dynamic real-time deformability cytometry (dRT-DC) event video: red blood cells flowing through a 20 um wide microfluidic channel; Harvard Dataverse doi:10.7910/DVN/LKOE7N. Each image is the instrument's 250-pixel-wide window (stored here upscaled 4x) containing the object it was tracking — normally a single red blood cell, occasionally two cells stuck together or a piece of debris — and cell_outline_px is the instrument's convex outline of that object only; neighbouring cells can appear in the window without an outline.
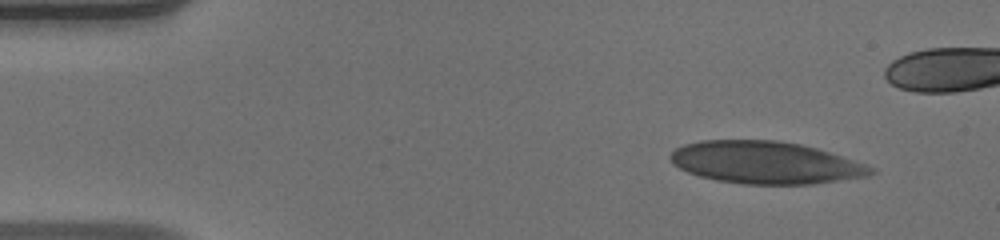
{"species": "human", "species_latin": "Homo sapiens", "temperature_condition": "warm", "stored_images_in_passage": 41, "camera_frame_rate_fps": 3000, "um_per_image_px": 0.085, "donor": {"sex": "male"}, "frame": {"image": 1, "passage_image": 1, "time_ms": 0.0, "image_size_px": [1000, 240], "cell_outline_px": [[876, 172], [868, 176], [812, 184], [744, 184], [716, 180], [700, 176], [688, 172], [672, 164], [668, 156], [676, 148], [684, 144], [700, 140], [776, 140], [800, 144], [816, 148], [876, 168]], "centroid_in_image_um": [65.03, 13.82], "position_along_channel_um": 20.0, "area_um2": 49.3}}
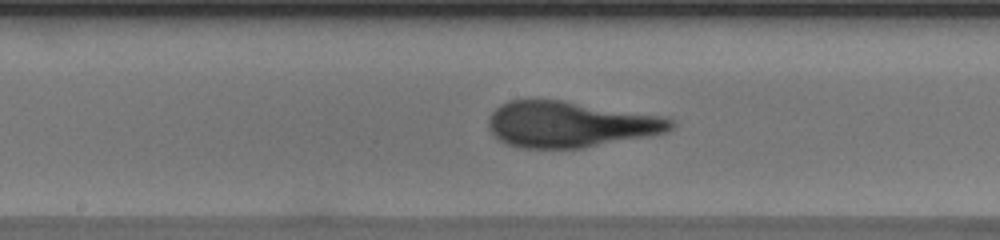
{"frame": {"image": 2, "passage_image": 21, "time_ms": 6.667, "image_size_px": [1000, 240], "cell_outline_px": [[676, 124], [672, 128], [664, 132], [648, 136], [584, 148], [520, 148], [508, 144], [500, 140], [488, 128], [488, 116], [500, 104], [508, 100], [564, 100], [660, 116], [672, 120]], "centroid_in_image_um": [48.42, 10.57], "position_along_channel_um": 199.8, "area_um2": 48.67}}
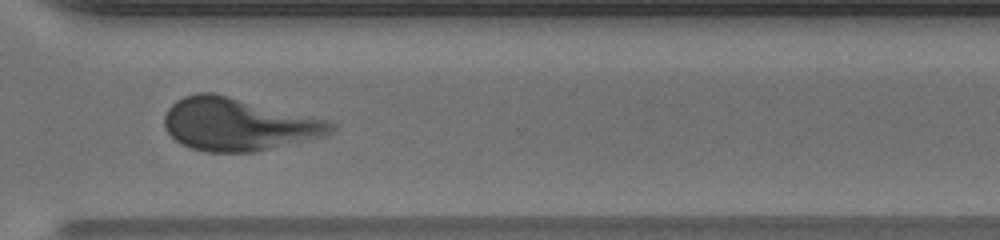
{"frame": {"image": 3, "passage_image": 32, "time_ms": 10.333, "image_size_px": [1000, 240], "cell_outline_px": [[336, 128], [324, 136], [256, 152], [208, 152], [192, 148], [176, 140], [168, 132], [164, 124], [164, 116], [168, 108], [176, 100], [184, 96], [196, 92], [212, 92], [328, 120], [336, 124]], "centroid_in_image_um": [20.24, 10.56], "position_along_channel_um": 350.4, "area_um2": 50.86}, "authors_computed_cell_mechanics": {"area_um2": 49.3612, "velocity_mm_per_s": 4.1103, "shape_relaxation_time_tau1_ms": 4.8927, "shape_relaxation_time_tau2_ms": 1.053, "deformation_change_tau1": 0.216, "deformation_change_tau2": 0.095}}